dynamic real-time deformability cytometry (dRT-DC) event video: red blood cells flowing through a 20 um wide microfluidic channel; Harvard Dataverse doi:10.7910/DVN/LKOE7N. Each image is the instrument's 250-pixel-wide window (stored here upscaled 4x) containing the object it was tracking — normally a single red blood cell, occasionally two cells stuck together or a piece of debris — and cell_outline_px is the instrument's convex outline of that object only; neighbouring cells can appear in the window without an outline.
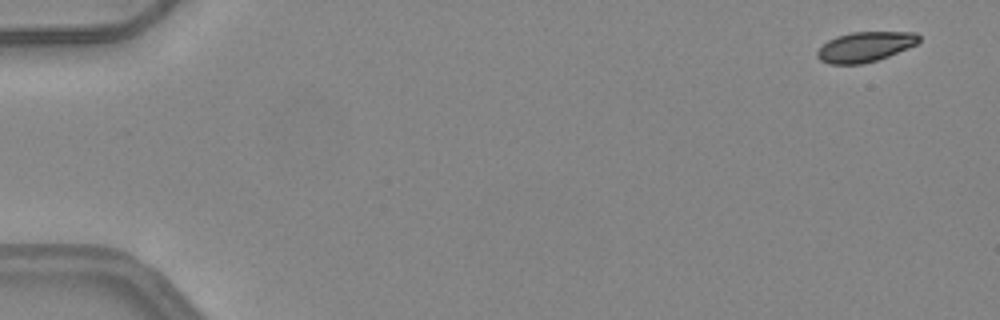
{"species": "common noctule bat (a hibernating species)", "species_latin": "Nyctalus noctula", "temperature_condition": "warm", "stored_images_in_passage": 50, "camera_frame_rate_fps": 3000, "um_per_image_px": 0.085, "animal": {"sex": "female", "body_mass_g": 24.6, "forearm_length_mm": 56.2}, "frame": {"image": 1, "passage_image": 1, "time_ms": 0.0, "image_size_px": [1000, 320], "cell_outline_px": [[920, 40], [916, 44], [908, 48], [888, 56], [864, 64], [828, 64], [820, 60], [816, 56], [816, 52], [828, 40], [836, 36], [852, 32], [916, 32], [920, 36]], "centroid_in_image_um": [73.53, 3.98], "position_along_channel_um": 11.5, "area_um2": 17.8}}
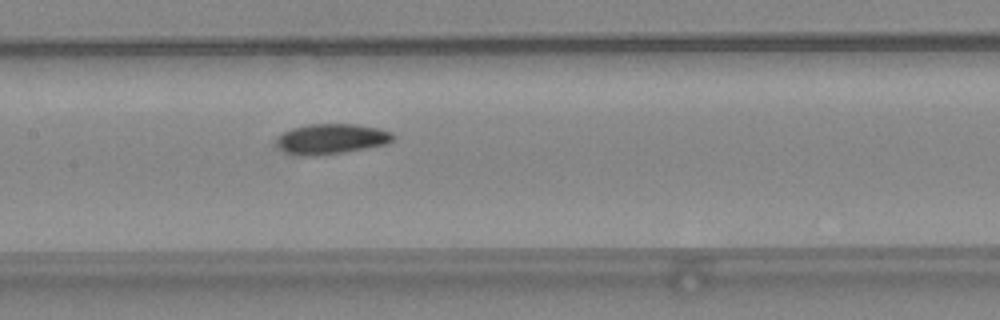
{"frame": {"image": 2, "passage_image": 24, "time_ms": 7.667, "image_size_px": [1000, 320], "cell_outline_px": [[396, 140], [388, 144], [344, 152], [312, 156], [304, 156], [288, 152], [280, 148], [276, 140], [284, 132], [292, 128], [308, 124], [356, 124], [380, 128], [392, 132], [396, 136]], "centroid_in_image_um": [28.26, 11.8], "position_along_channel_um": 179.1, "area_um2": 20.58}}
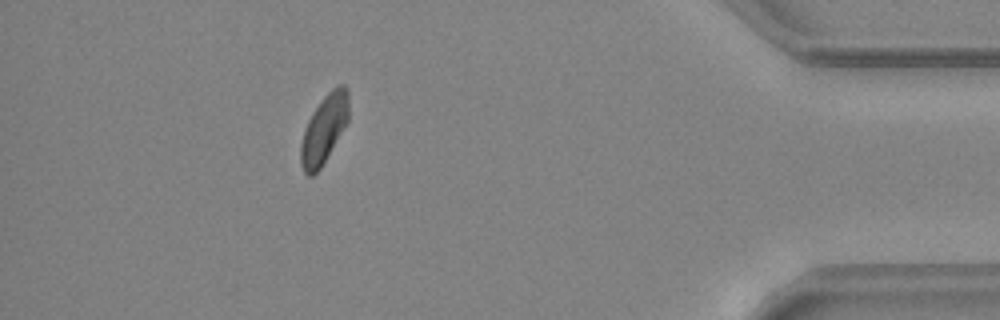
{"frame": {"image": 3, "passage_image": 44, "time_ms": 14.333, "image_size_px": [1000, 320], "cell_outline_px": [[348, 120], [320, 168], [312, 176], [308, 176], [304, 172], [300, 164], [300, 144], [304, 128], [312, 112], [324, 96], [336, 84], [344, 84], [348, 88]], "centroid_in_image_um": [27.52, 10.94], "position_along_channel_um": 407.7, "area_um2": 19.02}, "authors_computed_cell_mechanics": {"area_um2": 19.5364, "velocity_mm_per_s": 4.1498, "shape_relaxation_time_tau1_ms": 6.0263, "shape_relaxation_time_tau2_ms": null, "deformation_change_tau1": 0.1267, "deformation_change_tau2": null}}